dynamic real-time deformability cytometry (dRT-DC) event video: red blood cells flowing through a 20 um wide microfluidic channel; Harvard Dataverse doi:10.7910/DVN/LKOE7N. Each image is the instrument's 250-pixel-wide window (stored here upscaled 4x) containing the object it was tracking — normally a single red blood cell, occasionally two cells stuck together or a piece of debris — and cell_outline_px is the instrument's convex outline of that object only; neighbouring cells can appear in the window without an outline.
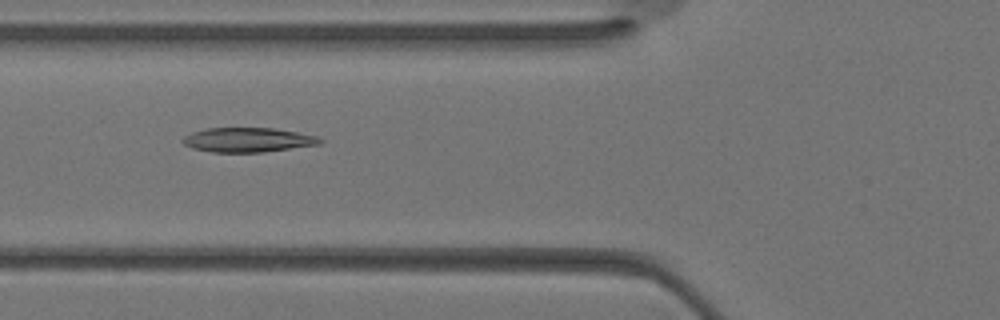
{"species": "Egyptian fruit bat (a non-hibernating species)", "species_latin": "Rousettus aegyptiacus", "temperature_condition": "warm", "stored_images_in_passage": 8, "camera_frame_rate_fps": 3000, "um_per_image_px": 0.085, "animal": {"sex": "female"}, "frame": {"image": 1, "passage_image": 3, "time_ms": 0.667, "image_size_px": [1000, 320], "cell_outline_px": [[324, 140], [320, 144], [264, 152], [212, 152], [192, 148], [184, 144], [180, 140], [184, 136], [192, 132], [208, 128], [272, 128], [296, 132], [316, 136]], "centroid_in_image_um": [21.04, 11.89], "position_along_channel_um": 104.8, "area_um2": 19.48}}
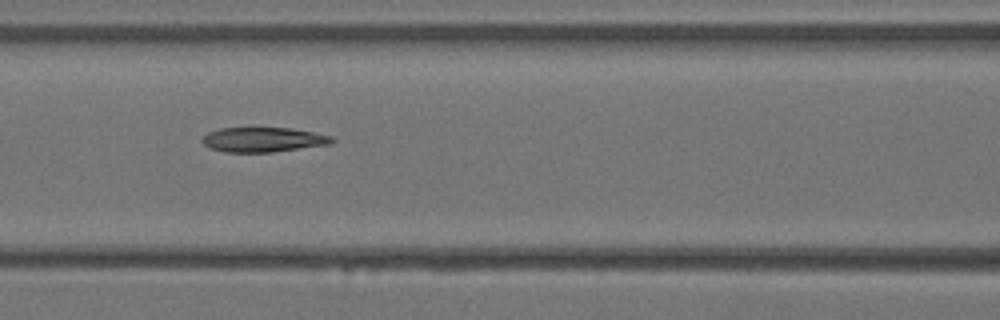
{"frame": {"image": 2, "passage_image": 5, "time_ms": 1.333, "image_size_px": [1000, 320], "cell_outline_px": [[336, 140], [328, 144], [272, 152], [224, 152], [212, 148], [204, 144], [200, 140], [208, 132], [220, 128], [252, 124], [292, 128], [332, 136]], "centroid_in_image_um": [22.31, 11.81], "position_along_channel_um": 144.3, "area_um2": 19.54}}